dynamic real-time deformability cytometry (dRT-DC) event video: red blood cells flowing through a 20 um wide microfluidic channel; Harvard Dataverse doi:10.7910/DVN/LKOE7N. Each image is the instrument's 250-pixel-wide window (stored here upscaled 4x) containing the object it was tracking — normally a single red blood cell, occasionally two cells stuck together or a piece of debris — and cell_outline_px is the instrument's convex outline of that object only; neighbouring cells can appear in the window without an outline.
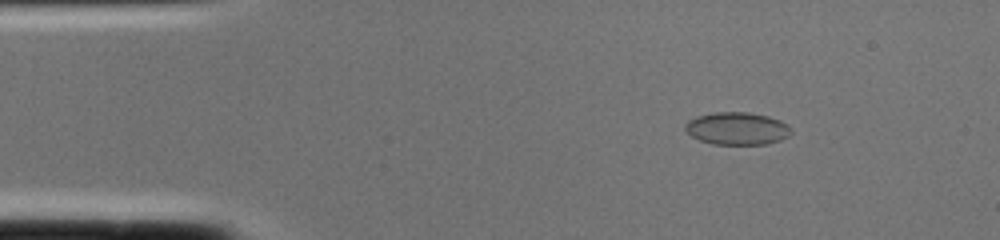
{"species": "common noctule bat (a hibernating species)", "species_latin": "Nyctalus noctula", "temperature_condition": "cold", "stored_images_in_passage": 1, "camera_frame_rate_fps": 3000, "um_per_image_px": 0.085, "animal": {"sex": "female", "body_mass_g": 22.0, "forearm_length_mm": 56.7}, "frame": {"image": 1, "passage_image": 1, "time_ms": 0.0, "image_size_px": [1000, 240], "cell_outline_px": [[792, 132], [788, 136], [780, 140], [764, 144], [712, 144], [700, 140], [692, 136], [684, 128], [684, 124], [688, 120], [696, 116], [716, 112], [748, 112], [768, 116], [780, 120], [788, 124], [792, 128]], "centroid_in_image_um": [62.66, 10.91], "position_along_channel_um": 22.3, "area_um2": 20.17}}